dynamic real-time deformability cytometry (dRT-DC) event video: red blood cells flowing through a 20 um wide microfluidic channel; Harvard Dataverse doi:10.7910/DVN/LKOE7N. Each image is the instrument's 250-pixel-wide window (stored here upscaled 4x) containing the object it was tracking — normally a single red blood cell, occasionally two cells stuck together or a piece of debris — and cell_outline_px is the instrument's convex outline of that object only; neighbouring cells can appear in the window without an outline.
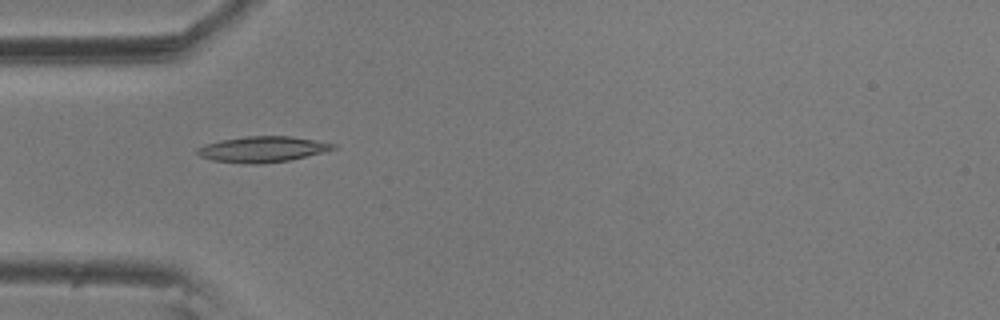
{"species": "common noctule bat (a hibernating species)", "species_latin": "Nyctalus noctula", "temperature_condition": "room temperature", "stored_images_in_passage": 5, "camera_frame_rate_fps": 3000, "um_per_image_px": 0.085, "animal": {"sex": "male", "body_mass_g": 20.5, "forearm_length_mm": 52.5}, "frame": {"image": 1, "passage_image": 4, "time_ms": 1.0, "image_size_px": [1000, 320], "cell_outline_px": [[336, 148], [324, 152], [288, 160], [256, 164], [252, 164], [212, 160], [200, 156], [196, 152], [196, 148], [204, 144], [220, 140], [244, 136], [292, 136], [336, 144]], "centroid_in_image_um": [22.28, 12.67], "position_along_channel_um": 62.7, "area_um2": 20.29}}
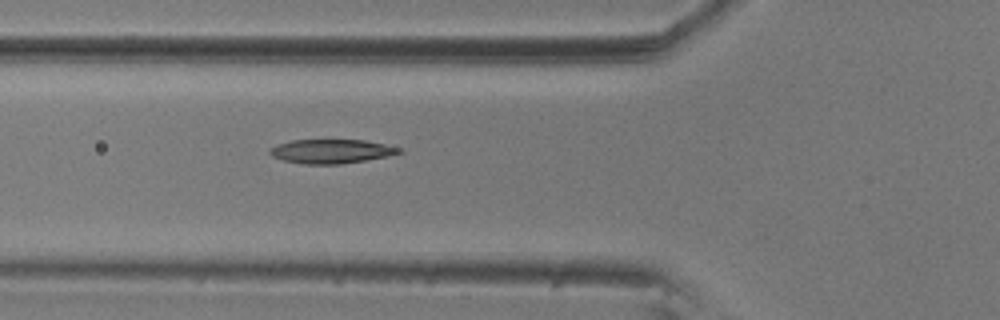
{"frame": {"image": 2, "passage_image": 5, "time_ms": 1.333, "image_size_px": [1000, 320], "cell_outline_px": [[404, 152], [388, 156], [340, 164], [304, 164], [284, 160], [272, 156], [268, 152], [268, 148], [276, 144], [292, 140], [364, 140], [404, 148]], "centroid_in_image_um": [28.16, 12.85], "position_along_channel_um": 97.6, "area_um2": 18.21}}